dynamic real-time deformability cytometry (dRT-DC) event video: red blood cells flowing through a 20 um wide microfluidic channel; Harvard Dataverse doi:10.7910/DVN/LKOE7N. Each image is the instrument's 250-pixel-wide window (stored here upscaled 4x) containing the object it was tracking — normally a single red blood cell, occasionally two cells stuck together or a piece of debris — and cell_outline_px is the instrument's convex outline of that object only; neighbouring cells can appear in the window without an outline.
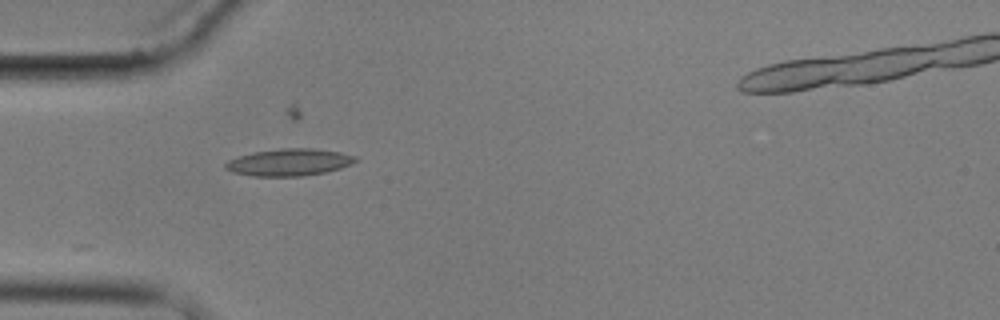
{"species": "common noctule bat (a hibernating species)", "species_latin": "Nyctalus noctula", "temperature_condition": "cold", "stored_images_in_passage": 7, "camera_frame_rate_fps": 3000, "um_per_image_px": 0.085, "animal": {"sex": "male", "body_mass_g": 17.9}, "frame": {"image": 1, "passage_image": 5, "time_ms": 4.667, "image_size_px": [1000, 320], "cell_outline_px": [[360, 160], [352, 164], [328, 172], [304, 176], [252, 176], [232, 172], [224, 168], [224, 164], [228, 160], [252, 152], [280, 148], [312, 148], [340, 152], [356, 156]], "centroid_in_image_um": [24.6, 13.79], "position_along_channel_um": 60.4, "area_um2": 20.75}}
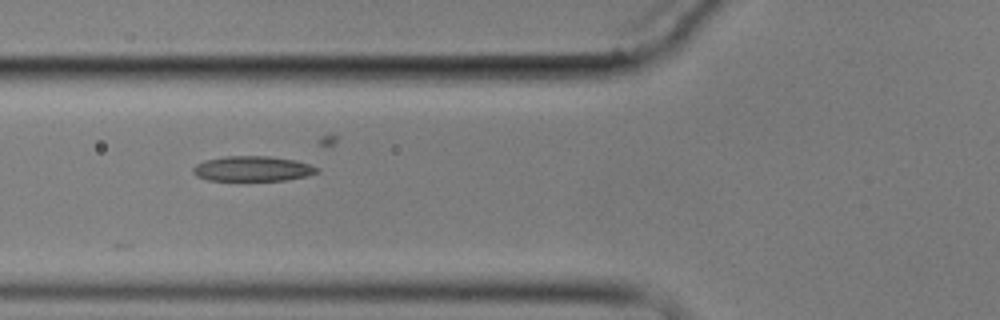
{"frame": {"image": 2, "passage_image": 6, "time_ms": 6.0, "image_size_px": [1000, 320], "cell_outline_px": [[320, 172], [308, 176], [288, 180], [208, 180], [196, 176], [192, 172], [192, 168], [196, 164], [204, 160], [224, 156], [268, 156], [296, 160], [320, 168]], "centroid_in_image_um": [21.48, 14.34], "position_along_channel_um": 104.3, "area_um2": 18.32}}
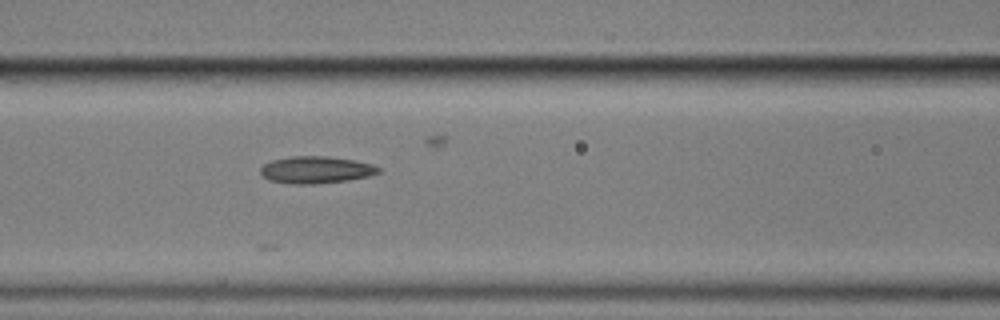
{"frame": {"image": 3, "passage_image": 7, "time_ms": 7.0, "image_size_px": [1000, 320], "cell_outline_px": [[380, 172], [368, 176], [348, 180], [316, 184], [288, 184], [268, 180], [260, 172], [260, 168], [264, 164], [272, 160], [292, 156], [324, 156], [356, 160], [372, 164], [380, 168]], "centroid_in_image_um": [26.84, 14.44], "position_along_channel_um": 139.8, "area_um2": 18.67}}